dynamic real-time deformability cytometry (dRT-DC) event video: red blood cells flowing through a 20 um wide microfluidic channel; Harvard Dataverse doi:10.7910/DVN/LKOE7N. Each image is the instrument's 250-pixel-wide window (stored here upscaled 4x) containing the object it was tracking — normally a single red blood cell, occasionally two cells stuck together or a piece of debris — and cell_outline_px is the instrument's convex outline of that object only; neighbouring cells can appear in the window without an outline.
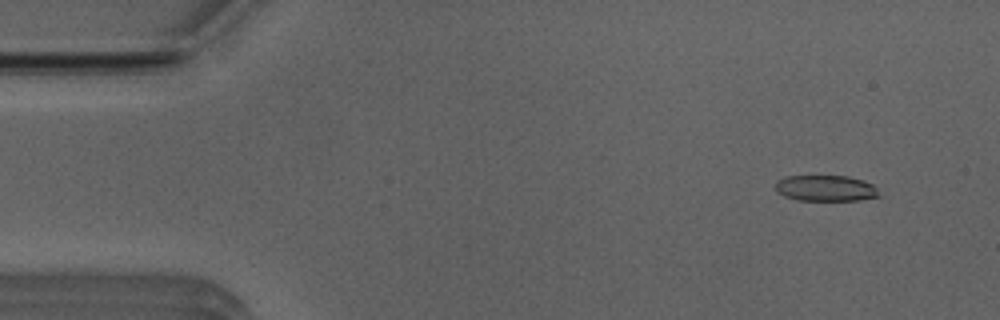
{"species": "Egyptian fruit bat (a non-hibernating species)", "species_latin": "Rousettus aegyptiacus", "temperature_condition": "room temperature", "stored_images_in_passage": 51, "camera_frame_rate_fps": 3000, "um_per_image_px": 0.085, "animal": {"sex": "male"}, "frame": {"image": 1, "passage_image": 4, "time_ms": 1.0, "image_size_px": [1000, 320], "cell_outline_px": [[880, 196], [860, 200], [796, 200], [784, 196], [776, 192], [776, 180], [784, 176], [848, 176], [864, 180], [872, 184], [876, 188]], "centroid_in_image_um": [70.16, 15.99], "position_along_channel_um": 14.8, "area_um2": 15.78}}
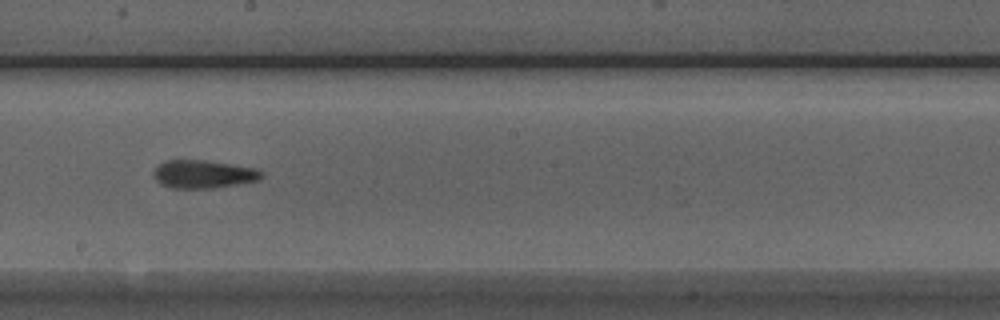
{"frame": {"image": 2, "passage_image": 28, "time_ms": 9.0, "image_size_px": [1000, 320], "cell_outline_px": [[264, 176], [260, 180], [216, 188], [172, 188], [160, 184], [156, 180], [152, 172], [164, 160], [204, 160], [256, 168], [264, 172]], "centroid_in_image_um": [17.31, 14.81], "position_along_channel_um": 230.9, "area_um2": 17.8}}
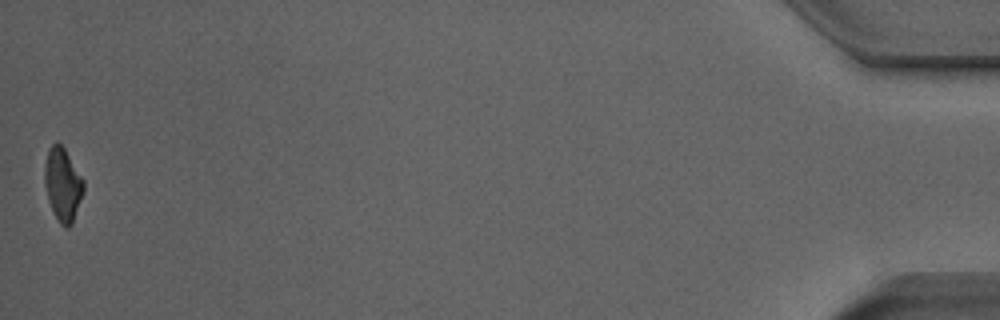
{"frame": {"image": 3, "passage_image": 51, "time_ms": 16.667, "image_size_px": [1000, 320], "cell_outline_px": [[84, 192], [72, 224], [68, 228], [64, 228], [60, 224], [52, 212], [48, 200], [44, 184], [44, 164], [48, 148], [56, 140], [64, 148], [84, 180]], "centroid_in_image_um": [5.32, 15.69], "position_along_channel_um": 429.9, "area_um2": 16.94}, "authors_computed_cell_mechanics": {"area_um2": 17.2244, "velocity_mm_per_s": 3.9578, "shape_relaxation_time_tau1_ms": 7.8494, "shape_relaxation_time_tau2_ms": 3.1651, "deformation_change_tau1": 0.1817, "deformation_change_tau2": 0.1215}}